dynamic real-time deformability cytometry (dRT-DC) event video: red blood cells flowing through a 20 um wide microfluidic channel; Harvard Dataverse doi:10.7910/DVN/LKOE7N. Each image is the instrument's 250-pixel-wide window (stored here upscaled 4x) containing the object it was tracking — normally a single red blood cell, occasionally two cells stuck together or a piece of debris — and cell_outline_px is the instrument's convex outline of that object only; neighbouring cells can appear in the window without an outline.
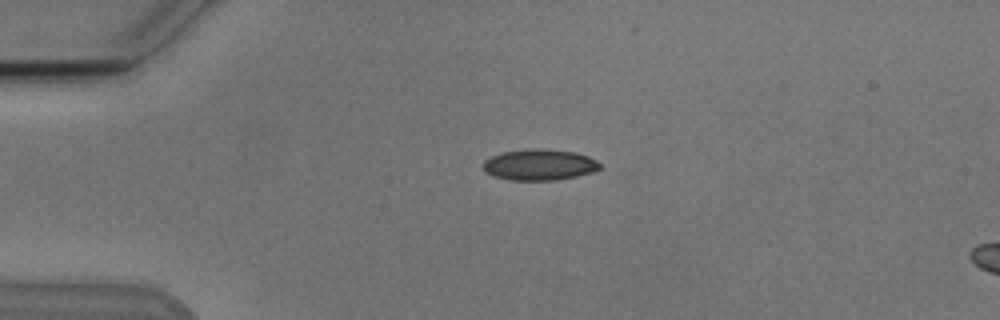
{"species": "Egyptian fruit bat (a non-hibernating species)", "species_latin": "Rousettus aegyptiacus", "temperature_condition": "cold", "stored_images_in_passage": 4, "camera_frame_rate_fps": 3000, "um_per_image_px": 0.085, "animal": {"sex": "male"}, "frame": {"image": 1, "passage_image": 2, "time_ms": 1.333, "image_size_px": [1000, 320], "cell_outline_px": [[600, 168], [592, 172], [576, 176], [556, 180], [508, 180], [492, 176], [484, 172], [484, 160], [492, 156], [504, 152], [532, 148], [540, 148], [576, 152], [588, 156], [596, 160], [600, 164]], "centroid_in_image_um": [45.84, 14.0], "position_along_channel_um": 39.2, "area_um2": 21.15}}